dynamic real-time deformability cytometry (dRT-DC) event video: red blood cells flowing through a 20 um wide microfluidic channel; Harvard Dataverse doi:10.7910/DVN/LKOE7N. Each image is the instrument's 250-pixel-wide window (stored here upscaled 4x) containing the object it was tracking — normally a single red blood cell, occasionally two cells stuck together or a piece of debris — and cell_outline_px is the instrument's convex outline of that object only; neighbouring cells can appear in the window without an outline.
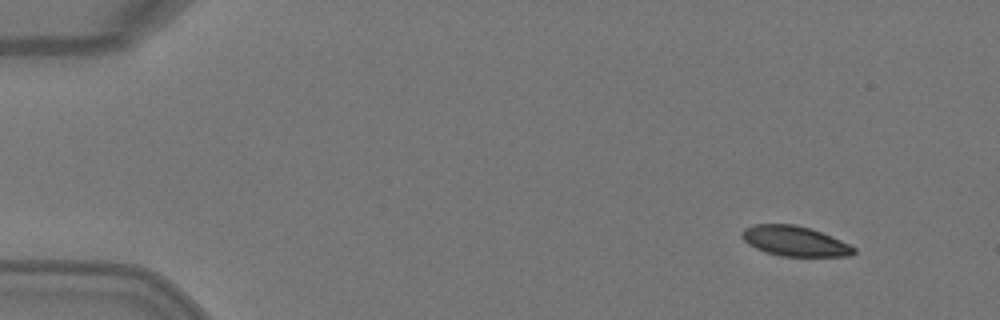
{"species": "Egyptian fruit bat (a non-hibernating species)", "species_latin": "Rousettus aegyptiacus", "temperature_condition": "warm", "stored_images_in_passage": 2, "camera_frame_rate_fps": 3000, "um_per_image_px": 0.085, "animal": {"sex": "female"}, "frame": {"image": 1, "passage_image": 2, "time_ms": 0.333, "image_size_px": [1000, 320], "cell_outline_px": [[856, 252], [852, 256], [780, 256], [756, 248], [748, 244], [740, 236], [740, 232], [744, 228], [756, 224], [796, 224], [820, 232], [840, 240], [856, 248]], "centroid_in_image_um": [67.53, 20.49], "position_along_channel_um": 17.5, "area_um2": 19.48}}